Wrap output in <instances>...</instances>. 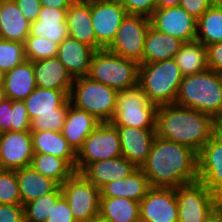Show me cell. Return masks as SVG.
Returning a JSON list of instances; mask_svg holds the SVG:
<instances>
[{"label":"cell","mask_w":222,"mask_h":222,"mask_svg":"<svg viewBox=\"0 0 222 222\" xmlns=\"http://www.w3.org/2000/svg\"><path fill=\"white\" fill-rule=\"evenodd\" d=\"M197 156L192 148L156 135L140 168L151 187L177 188L198 181Z\"/></svg>","instance_id":"obj_1"},{"label":"cell","mask_w":222,"mask_h":222,"mask_svg":"<svg viewBox=\"0 0 222 222\" xmlns=\"http://www.w3.org/2000/svg\"><path fill=\"white\" fill-rule=\"evenodd\" d=\"M214 118L210 114L176 104L158 106L156 135L192 148L197 154L213 137Z\"/></svg>","instance_id":"obj_2"},{"label":"cell","mask_w":222,"mask_h":222,"mask_svg":"<svg viewBox=\"0 0 222 222\" xmlns=\"http://www.w3.org/2000/svg\"><path fill=\"white\" fill-rule=\"evenodd\" d=\"M174 104L210 114L213 118L222 115V74L208 68L183 77Z\"/></svg>","instance_id":"obj_3"},{"label":"cell","mask_w":222,"mask_h":222,"mask_svg":"<svg viewBox=\"0 0 222 222\" xmlns=\"http://www.w3.org/2000/svg\"><path fill=\"white\" fill-rule=\"evenodd\" d=\"M183 75L174 58L139 64L138 84L157 106L174 104Z\"/></svg>","instance_id":"obj_4"},{"label":"cell","mask_w":222,"mask_h":222,"mask_svg":"<svg viewBox=\"0 0 222 222\" xmlns=\"http://www.w3.org/2000/svg\"><path fill=\"white\" fill-rule=\"evenodd\" d=\"M118 90L88 76L74 78L69 94L70 104L93 115L100 122H111Z\"/></svg>","instance_id":"obj_5"},{"label":"cell","mask_w":222,"mask_h":222,"mask_svg":"<svg viewBox=\"0 0 222 222\" xmlns=\"http://www.w3.org/2000/svg\"><path fill=\"white\" fill-rule=\"evenodd\" d=\"M87 76L118 91L125 90L138 84L139 64L107 49H100L92 55Z\"/></svg>","instance_id":"obj_6"},{"label":"cell","mask_w":222,"mask_h":222,"mask_svg":"<svg viewBox=\"0 0 222 222\" xmlns=\"http://www.w3.org/2000/svg\"><path fill=\"white\" fill-rule=\"evenodd\" d=\"M157 108L158 106L149 101L143 88L137 84L118 91L111 123L115 126L156 128Z\"/></svg>","instance_id":"obj_7"},{"label":"cell","mask_w":222,"mask_h":222,"mask_svg":"<svg viewBox=\"0 0 222 222\" xmlns=\"http://www.w3.org/2000/svg\"><path fill=\"white\" fill-rule=\"evenodd\" d=\"M122 155L119 132L111 122H101L84 140L76 153L75 172H81L89 163Z\"/></svg>","instance_id":"obj_8"},{"label":"cell","mask_w":222,"mask_h":222,"mask_svg":"<svg viewBox=\"0 0 222 222\" xmlns=\"http://www.w3.org/2000/svg\"><path fill=\"white\" fill-rule=\"evenodd\" d=\"M76 222H88L99 216L100 189L75 172L60 185Z\"/></svg>","instance_id":"obj_9"},{"label":"cell","mask_w":222,"mask_h":222,"mask_svg":"<svg viewBox=\"0 0 222 222\" xmlns=\"http://www.w3.org/2000/svg\"><path fill=\"white\" fill-rule=\"evenodd\" d=\"M151 26L150 18L127 14L116 32L114 40L106 48L125 59L142 62L144 42Z\"/></svg>","instance_id":"obj_10"},{"label":"cell","mask_w":222,"mask_h":222,"mask_svg":"<svg viewBox=\"0 0 222 222\" xmlns=\"http://www.w3.org/2000/svg\"><path fill=\"white\" fill-rule=\"evenodd\" d=\"M90 8L96 50L106 49L114 40L127 12L118 0H90Z\"/></svg>","instance_id":"obj_11"},{"label":"cell","mask_w":222,"mask_h":222,"mask_svg":"<svg viewBox=\"0 0 222 222\" xmlns=\"http://www.w3.org/2000/svg\"><path fill=\"white\" fill-rule=\"evenodd\" d=\"M178 222H201L214 209L210 190L200 181L176 188Z\"/></svg>","instance_id":"obj_12"},{"label":"cell","mask_w":222,"mask_h":222,"mask_svg":"<svg viewBox=\"0 0 222 222\" xmlns=\"http://www.w3.org/2000/svg\"><path fill=\"white\" fill-rule=\"evenodd\" d=\"M140 222H178L176 188L151 187L139 202Z\"/></svg>","instance_id":"obj_13"},{"label":"cell","mask_w":222,"mask_h":222,"mask_svg":"<svg viewBox=\"0 0 222 222\" xmlns=\"http://www.w3.org/2000/svg\"><path fill=\"white\" fill-rule=\"evenodd\" d=\"M33 155L31 131L0 134V169L16 170L30 166Z\"/></svg>","instance_id":"obj_14"},{"label":"cell","mask_w":222,"mask_h":222,"mask_svg":"<svg viewBox=\"0 0 222 222\" xmlns=\"http://www.w3.org/2000/svg\"><path fill=\"white\" fill-rule=\"evenodd\" d=\"M150 22L159 32L174 36L183 42L196 40L197 19L180 6L156 9L150 17Z\"/></svg>","instance_id":"obj_15"},{"label":"cell","mask_w":222,"mask_h":222,"mask_svg":"<svg viewBox=\"0 0 222 222\" xmlns=\"http://www.w3.org/2000/svg\"><path fill=\"white\" fill-rule=\"evenodd\" d=\"M121 142L122 156L137 168L147 160L156 137V128L116 126Z\"/></svg>","instance_id":"obj_16"},{"label":"cell","mask_w":222,"mask_h":222,"mask_svg":"<svg viewBox=\"0 0 222 222\" xmlns=\"http://www.w3.org/2000/svg\"><path fill=\"white\" fill-rule=\"evenodd\" d=\"M137 167L122 155L89 163L80 173L96 187L101 189L114 180L126 178Z\"/></svg>","instance_id":"obj_17"},{"label":"cell","mask_w":222,"mask_h":222,"mask_svg":"<svg viewBox=\"0 0 222 222\" xmlns=\"http://www.w3.org/2000/svg\"><path fill=\"white\" fill-rule=\"evenodd\" d=\"M67 9L42 6L37 20L30 23V36L51 39L58 45L69 36Z\"/></svg>","instance_id":"obj_18"},{"label":"cell","mask_w":222,"mask_h":222,"mask_svg":"<svg viewBox=\"0 0 222 222\" xmlns=\"http://www.w3.org/2000/svg\"><path fill=\"white\" fill-rule=\"evenodd\" d=\"M94 52L92 47L68 36L58 45L57 58L77 78L88 75Z\"/></svg>","instance_id":"obj_19"},{"label":"cell","mask_w":222,"mask_h":222,"mask_svg":"<svg viewBox=\"0 0 222 222\" xmlns=\"http://www.w3.org/2000/svg\"><path fill=\"white\" fill-rule=\"evenodd\" d=\"M70 91H61L36 87L23 101L27 108L30 120L38 114L67 113Z\"/></svg>","instance_id":"obj_20"},{"label":"cell","mask_w":222,"mask_h":222,"mask_svg":"<svg viewBox=\"0 0 222 222\" xmlns=\"http://www.w3.org/2000/svg\"><path fill=\"white\" fill-rule=\"evenodd\" d=\"M100 123L90 113L69 103L62 134L69 146L77 153L84 140Z\"/></svg>","instance_id":"obj_21"},{"label":"cell","mask_w":222,"mask_h":222,"mask_svg":"<svg viewBox=\"0 0 222 222\" xmlns=\"http://www.w3.org/2000/svg\"><path fill=\"white\" fill-rule=\"evenodd\" d=\"M69 36L96 51V37L92 26L90 0H75L67 9Z\"/></svg>","instance_id":"obj_22"},{"label":"cell","mask_w":222,"mask_h":222,"mask_svg":"<svg viewBox=\"0 0 222 222\" xmlns=\"http://www.w3.org/2000/svg\"><path fill=\"white\" fill-rule=\"evenodd\" d=\"M37 87L71 91L74 78L57 57L33 62Z\"/></svg>","instance_id":"obj_23"},{"label":"cell","mask_w":222,"mask_h":222,"mask_svg":"<svg viewBox=\"0 0 222 222\" xmlns=\"http://www.w3.org/2000/svg\"><path fill=\"white\" fill-rule=\"evenodd\" d=\"M197 161L198 181L211 190L222 181V143L213 136L198 152Z\"/></svg>","instance_id":"obj_24"},{"label":"cell","mask_w":222,"mask_h":222,"mask_svg":"<svg viewBox=\"0 0 222 222\" xmlns=\"http://www.w3.org/2000/svg\"><path fill=\"white\" fill-rule=\"evenodd\" d=\"M2 83L6 98L24 101L37 87L33 62L26 60L4 73Z\"/></svg>","instance_id":"obj_25"},{"label":"cell","mask_w":222,"mask_h":222,"mask_svg":"<svg viewBox=\"0 0 222 222\" xmlns=\"http://www.w3.org/2000/svg\"><path fill=\"white\" fill-rule=\"evenodd\" d=\"M30 22L14 0H0V38L24 43L29 36Z\"/></svg>","instance_id":"obj_26"},{"label":"cell","mask_w":222,"mask_h":222,"mask_svg":"<svg viewBox=\"0 0 222 222\" xmlns=\"http://www.w3.org/2000/svg\"><path fill=\"white\" fill-rule=\"evenodd\" d=\"M183 43L182 40L159 32L150 26L145 38L142 62L140 64L172 59Z\"/></svg>","instance_id":"obj_27"},{"label":"cell","mask_w":222,"mask_h":222,"mask_svg":"<svg viewBox=\"0 0 222 222\" xmlns=\"http://www.w3.org/2000/svg\"><path fill=\"white\" fill-rule=\"evenodd\" d=\"M15 175L19 185L22 206L54 192L60 186L56 181L43 176L31 166L16 169Z\"/></svg>","instance_id":"obj_28"},{"label":"cell","mask_w":222,"mask_h":222,"mask_svg":"<svg viewBox=\"0 0 222 222\" xmlns=\"http://www.w3.org/2000/svg\"><path fill=\"white\" fill-rule=\"evenodd\" d=\"M151 188L141 168H137L126 178L114 180L100 189V197H125L140 202Z\"/></svg>","instance_id":"obj_29"},{"label":"cell","mask_w":222,"mask_h":222,"mask_svg":"<svg viewBox=\"0 0 222 222\" xmlns=\"http://www.w3.org/2000/svg\"><path fill=\"white\" fill-rule=\"evenodd\" d=\"M34 153L51 154L64 159L74 170L76 153L69 146L62 132L51 130L31 131Z\"/></svg>","instance_id":"obj_30"},{"label":"cell","mask_w":222,"mask_h":222,"mask_svg":"<svg viewBox=\"0 0 222 222\" xmlns=\"http://www.w3.org/2000/svg\"><path fill=\"white\" fill-rule=\"evenodd\" d=\"M99 216L108 222H140L139 202L125 197H100Z\"/></svg>","instance_id":"obj_31"},{"label":"cell","mask_w":222,"mask_h":222,"mask_svg":"<svg viewBox=\"0 0 222 222\" xmlns=\"http://www.w3.org/2000/svg\"><path fill=\"white\" fill-rule=\"evenodd\" d=\"M174 59L183 77L208 69L207 48L198 40L184 42Z\"/></svg>","instance_id":"obj_32"},{"label":"cell","mask_w":222,"mask_h":222,"mask_svg":"<svg viewBox=\"0 0 222 222\" xmlns=\"http://www.w3.org/2000/svg\"><path fill=\"white\" fill-rule=\"evenodd\" d=\"M196 40L204 46L222 42V5H211L197 19Z\"/></svg>","instance_id":"obj_33"},{"label":"cell","mask_w":222,"mask_h":222,"mask_svg":"<svg viewBox=\"0 0 222 222\" xmlns=\"http://www.w3.org/2000/svg\"><path fill=\"white\" fill-rule=\"evenodd\" d=\"M30 166L59 185L75 173V170L64 159L51 154L34 153Z\"/></svg>","instance_id":"obj_34"},{"label":"cell","mask_w":222,"mask_h":222,"mask_svg":"<svg viewBox=\"0 0 222 222\" xmlns=\"http://www.w3.org/2000/svg\"><path fill=\"white\" fill-rule=\"evenodd\" d=\"M62 196V189L59 186L54 192L23 205L25 222H46L52 205H55Z\"/></svg>","instance_id":"obj_35"},{"label":"cell","mask_w":222,"mask_h":222,"mask_svg":"<svg viewBox=\"0 0 222 222\" xmlns=\"http://www.w3.org/2000/svg\"><path fill=\"white\" fill-rule=\"evenodd\" d=\"M25 55L28 61L36 62L57 57L58 44L51 39L28 36L24 42Z\"/></svg>","instance_id":"obj_36"},{"label":"cell","mask_w":222,"mask_h":222,"mask_svg":"<svg viewBox=\"0 0 222 222\" xmlns=\"http://www.w3.org/2000/svg\"><path fill=\"white\" fill-rule=\"evenodd\" d=\"M24 43L0 38V70L6 73L26 61Z\"/></svg>","instance_id":"obj_37"},{"label":"cell","mask_w":222,"mask_h":222,"mask_svg":"<svg viewBox=\"0 0 222 222\" xmlns=\"http://www.w3.org/2000/svg\"><path fill=\"white\" fill-rule=\"evenodd\" d=\"M0 204H21L15 170L0 169Z\"/></svg>","instance_id":"obj_38"},{"label":"cell","mask_w":222,"mask_h":222,"mask_svg":"<svg viewBox=\"0 0 222 222\" xmlns=\"http://www.w3.org/2000/svg\"><path fill=\"white\" fill-rule=\"evenodd\" d=\"M67 113H47L38 114L31 120L30 131L51 130L62 132Z\"/></svg>","instance_id":"obj_39"},{"label":"cell","mask_w":222,"mask_h":222,"mask_svg":"<svg viewBox=\"0 0 222 222\" xmlns=\"http://www.w3.org/2000/svg\"><path fill=\"white\" fill-rule=\"evenodd\" d=\"M125 8L127 14L151 17L156 10L157 0H118Z\"/></svg>","instance_id":"obj_40"},{"label":"cell","mask_w":222,"mask_h":222,"mask_svg":"<svg viewBox=\"0 0 222 222\" xmlns=\"http://www.w3.org/2000/svg\"><path fill=\"white\" fill-rule=\"evenodd\" d=\"M13 125L11 131H30V118L23 101H12Z\"/></svg>","instance_id":"obj_41"},{"label":"cell","mask_w":222,"mask_h":222,"mask_svg":"<svg viewBox=\"0 0 222 222\" xmlns=\"http://www.w3.org/2000/svg\"><path fill=\"white\" fill-rule=\"evenodd\" d=\"M46 222H76L67 199L62 196L55 205H52L50 216Z\"/></svg>","instance_id":"obj_42"},{"label":"cell","mask_w":222,"mask_h":222,"mask_svg":"<svg viewBox=\"0 0 222 222\" xmlns=\"http://www.w3.org/2000/svg\"><path fill=\"white\" fill-rule=\"evenodd\" d=\"M0 222H25L21 204H0Z\"/></svg>","instance_id":"obj_43"},{"label":"cell","mask_w":222,"mask_h":222,"mask_svg":"<svg viewBox=\"0 0 222 222\" xmlns=\"http://www.w3.org/2000/svg\"><path fill=\"white\" fill-rule=\"evenodd\" d=\"M208 68L222 74V42L206 46Z\"/></svg>","instance_id":"obj_44"},{"label":"cell","mask_w":222,"mask_h":222,"mask_svg":"<svg viewBox=\"0 0 222 222\" xmlns=\"http://www.w3.org/2000/svg\"><path fill=\"white\" fill-rule=\"evenodd\" d=\"M13 125L12 100L5 98L0 103V134L11 131Z\"/></svg>","instance_id":"obj_45"},{"label":"cell","mask_w":222,"mask_h":222,"mask_svg":"<svg viewBox=\"0 0 222 222\" xmlns=\"http://www.w3.org/2000/svg\"><path fill=\"white\" fill-rule=\"evenodd\" d=\"M212 4L209 0H180L179 6L198 19Z\"/></svg>","instance_id":"obj_46"},{"label":"cell","mask_w":222,"mask_h":222,"mask_svg":"<svg viewBox=\"0 0 222 222\" xmlns=\"http://www.w3.org/2000/svg\"><path fill=\"white\" fill-rule=\"evenodd\" d=\"M25 18L32 23L37 20L42 7L40 0H14Z\"/></svg>","instance_id":"obj_47"},{"label":"cell","mask_w":222,"mask_h":222,"mask_svg":"<svg viewBox=\"0 0 222 222\" xmlns=\"http://www.w3.org/2000/svg\"><path fill=\"white\" fill-rule=\"evenodd\" d=\"M75 0H40L42 6L57 9H68Z\"/></svg>","instance_id":"obj_48"},{"label":"cell","mask_w":222,"mask_h":222,"mask_svg":"<svg viewBox=\"0 0 222 222\" xmlns=\"http://www.w3.org/2000/svg\"><path fill=\"white\" fill-rule=\"evenodd\" d=\"M210 192L214 206L222 207V181H219Z\"/></svg>","instance_id":"obj_49"},{"label":"cell","mask_w":222,"mask_h":222,"mask_svg":"<svg viewBox=\"0 0 222 222\" xmlns=\"http://www.w3.org/2000/svg\"><path fill=\"white\" fill-rule=\"evenodd\" d=\"M213 136L222 143V115L214 118Z\"/></svg>","instance_id":"obj_50"},{"label":"cell","mask_w":222,"mask_h":222,"mask_svg":"<svg viewBox=\"0 0 222 222\" xmlns=\"http://www.w3.org/2000/svg\"><path fill=\"white\" fill-rule=\"evenodd\" d=\"M179 4H180V0H157L156 9L178 7Z\"/></svg>","instance_id":"obj_51"},{"label":"cell","mask_w":222,"mask_h":222,"mask_svg":"<svg viewBox=\"0 0 222 222\" xmlns=\"http://www.w3.org/2000/svg\"><path fill=\"white\" fill-rule=\"evenodd\" d=\"M201 222H218V207H215V209Z\"/></svg>","instance_id":"obj_52"},{"label":"cell","mask_w":222,"mask_h":222,"mask_svg":"<svg viewBox=\"0 0 222 222\" xmlns=\"http://www.w3.org/2000/svg\"><path fill=\"white\" fill-rule=\"evenodd\" d=\"M6 98L3 83L0 82V103Z\"/></svg>","instance_id":"obj_53"},{"label":"cell","mask_w":222,"mask_h":222,"mask_svg":"<svg viewBox=\"0 0 222 222\" xmlns=\"http://www.w3.org/2000/svg\"><path fill=\"white\" fill-rule=\"evenodd\" d=\"M88 222H108V221H106L105 219H103L102 217H100V216H97V217H95V218H92L90 221H88Z\"/></svg>","instance_id":"obj_54"},{"label":"cell","mask_w":222,"mask_h":222,"mask_svg":"<svg viewBox=\"0 0 222 222\" xmlns=\"http://www.w3.org/2000/svg\"><path fill=\"white\" fill-rule=\"evenodd\" d=\"M218 222H222V207H218Z\"/></svg>","instance_id":"obj_55"},{"label":"cell","mask_w":222,"mask_h":222,"mask_svg":"<svg viewBox=\"0 0 222 222\" xmlns=\"http://www.w3.org/2000/svg\"><path fill=\"white\" fill-rule=\"evenodd\" d=\"M212 5H222V0H209Z\"/></svg>","instance_id":"obj_56"},{"label":"cell","mask_w":222,"mask_h":222,"mask_svg":"<svg viewBox=\"0 0 222 222\" xmlns=\"http://www.w3.org/2000/svg\"><path fill=\"white\" fill-rule=\"evenodd\" d=\"M3 75H4V73L0 70V82L3 81Z\"/></svg>","instance_id":"obj_57"}]
</instances>
